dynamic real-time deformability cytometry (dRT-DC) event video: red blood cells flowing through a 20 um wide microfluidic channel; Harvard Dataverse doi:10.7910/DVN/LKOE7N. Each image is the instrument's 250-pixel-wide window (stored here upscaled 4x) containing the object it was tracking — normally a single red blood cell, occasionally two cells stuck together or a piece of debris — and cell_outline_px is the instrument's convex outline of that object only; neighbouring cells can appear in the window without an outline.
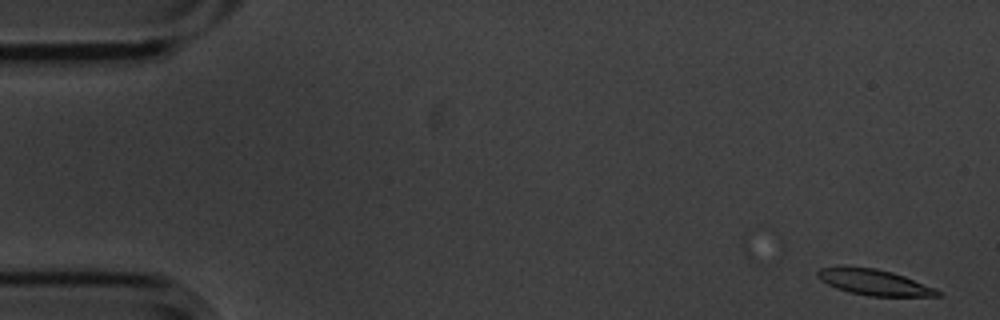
{"species": "common noctule bat (a hibernating species)", "species_latin": "Nyctalus noctula", "temperature_condition": "cold", "stored_images_in_passage": 6, "segment_of_instrument_passage": [1, 2], "camera_frame_rate_fps": 3000, "um_per_image_px": 0.085, "animal": {"sex": "male", "body_mass_g": 20.1, "forearm_length_mm": 53.5}, "frame": {"image": 1, "passage_image": 1, "time_ms": 0.0, "image_size_px": [1000, 320], "cell_outline_px": [[940, 296], [868, 296], [848, 292], [836, 288], [820, 280], [816, 276], [816, 272], [820, 268], [840, 264], [876, 268], [892, 272], [904, 276], [936, 288], [940, 292]], "centroid_in_image_um": [74.22, 23.96], "position_along_channel_um": 10.8, "area_um2": 18.5}}